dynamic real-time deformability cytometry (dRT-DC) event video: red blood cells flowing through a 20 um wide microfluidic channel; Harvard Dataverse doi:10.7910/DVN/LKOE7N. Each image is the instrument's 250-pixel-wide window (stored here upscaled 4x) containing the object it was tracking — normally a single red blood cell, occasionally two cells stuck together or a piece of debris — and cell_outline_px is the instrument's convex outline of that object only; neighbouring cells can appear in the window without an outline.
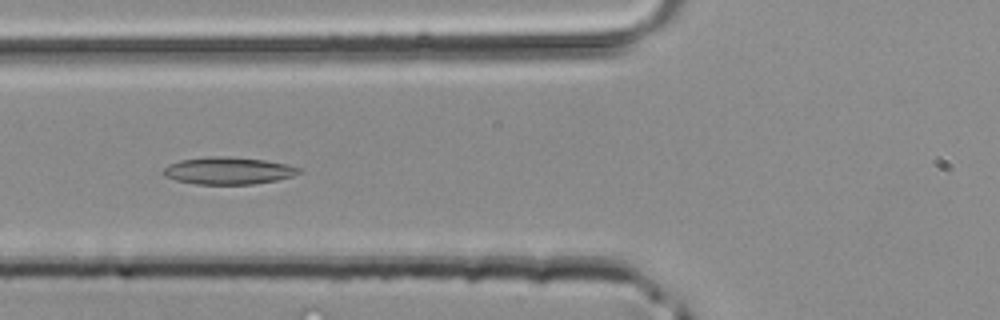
{"species": "common noctule bat (a hibernating species)", "species_latin": "Nyctalus noctula", "temperature_condition": "room temperature", "stored_images_in_passage": 32, "camera_frame_rate_fps": 3000, "um_per_image_px": 0.085, "animal": {"sex": "male", "body_mass_g": 20.4}, "frame": {"image": 1, "passage_image": 6, "time_ms": 1.667, "image_size_px": [1000, 320], "cell_outline_px": [[300, 172], [292, 176], [276, 180], [252, 184], [196, 184], [176, 180], [164, 176], [164, 168], [168, 164], [180, 160], [212, 156], [224, 156], [264, 160], [288, 164], [300, 168]], "centroid_in_image_um": [19.39, 14.51], "position_along_channel_um": 106.4, "area_um2": 21.33}}
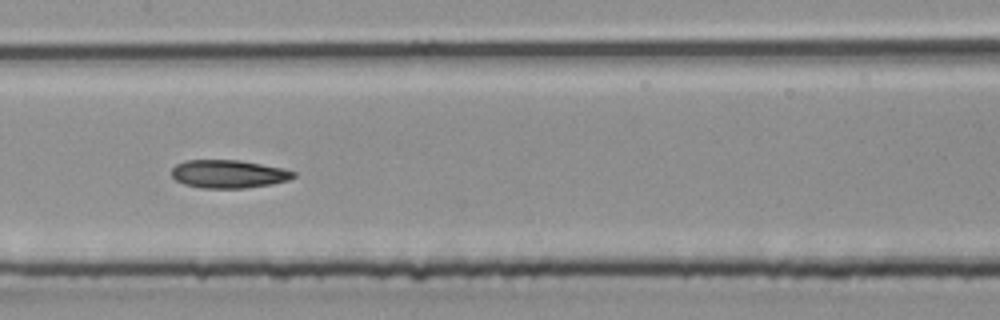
{"frame": {"image": 2, "passage_image": 11, "time_ms": 3.333, "image_size_px": [1000, 320], "cell_outline_px": [[296, 176], [288, 180], [272, 184], [244, 188], [200, 188], [184, 184], [176, 180], [172, 176], [172, 168], [176, 164], [184, 160], [240, 160], [284, 168], [296, 172]], "centroid_in_image_um": [19.43, 14.78], "position_along_channel_um": 188.0, "area_um2": 20.11}}
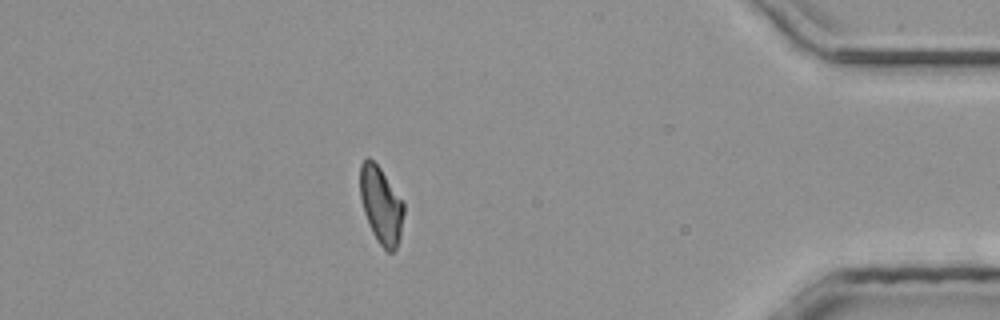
{"frame": {"image": 3, "passage_image": 27, "time_ms": 8.667, "image_size_px": [1000, 320], "cell_outline_px": [[404, 212], [400, 240], [396, 248], [392, 252], [388, 252], [376, 240], [368, 224], [364, 212], [360, 196], [360, 164], [368, 156], [380, 168], [404, 204]], "centroid_in_image_um": [32.38, 17.46], "position_along_channel_um": 402.8, "area_um2": 19.48}}